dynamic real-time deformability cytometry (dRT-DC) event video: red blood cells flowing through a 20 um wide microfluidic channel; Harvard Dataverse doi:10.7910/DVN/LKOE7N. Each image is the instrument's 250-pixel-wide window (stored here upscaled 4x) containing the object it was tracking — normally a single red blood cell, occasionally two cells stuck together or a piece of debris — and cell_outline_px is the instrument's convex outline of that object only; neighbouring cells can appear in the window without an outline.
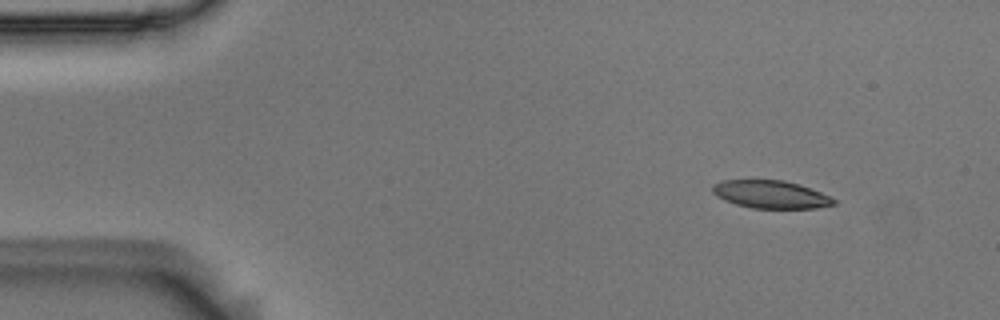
{"species": "Egyptian fruit bat (a non-hibernating species)", "species_latin": "Rousettus aegyptiacus", "temperature_condition": "room temperature", "stored_images_in_passage": 4, "camera_frame_rate_fps": 3000, "um_per_image_px": 0.085, "animal": {"sex": "male"}, "frame": {"image": 1, "passage_image": 1, "time_ms": 0.0, "image_size_px": [1000, 320], "cell_outline_px": [[836, 204], [816, 208], [752, 208], [736, 204], [724, 200], [716, 196], [712, 192], [712, 184], [720, 180], [784, 180], [800, 184], [820, 192], [836, 200]], "centroid_in_image_um": [65.48, 16.52], "position_along_channel_um": 19.5, "area_um2": 19.71}}
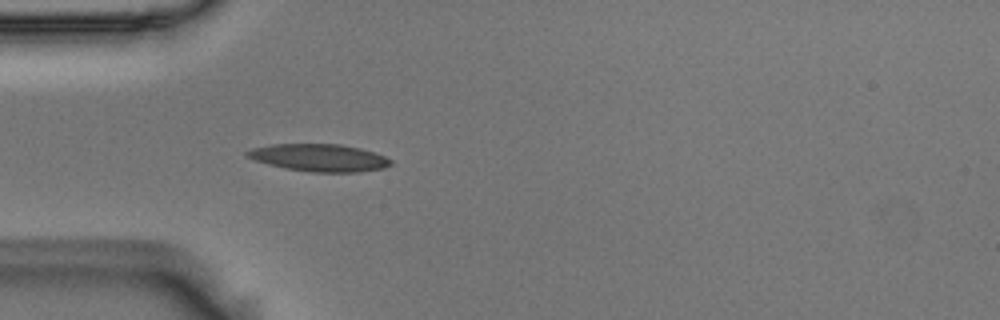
{"frame": {"image": 2, "passage_image": 4, "time_ms": 1.0, "image_size_px": [1000, 320], "cell_outline_px": [[392, 164], [384, 168], [360, 172], [312, 172], [284, 168], [268, 164], [256, 160], [248, 156], [244, 152], [252, 148], [272, 144], [340, 144], [360, 148], [384, 156], [392, 160]], "centroid_in_image_um": [27.15, 13.41], "position_along_channel_um": 57.9, "area_um2": 22.83}}